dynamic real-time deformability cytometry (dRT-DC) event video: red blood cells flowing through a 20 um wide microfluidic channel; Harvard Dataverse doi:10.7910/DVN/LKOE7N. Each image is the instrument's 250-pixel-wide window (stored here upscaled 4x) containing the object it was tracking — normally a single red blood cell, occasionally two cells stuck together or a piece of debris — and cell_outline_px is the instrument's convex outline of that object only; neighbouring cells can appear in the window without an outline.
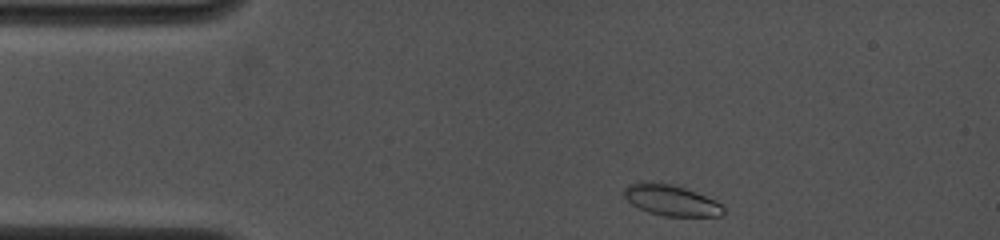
{"species": "common noctule bat (a hibernating species)", "species_latin": "Nyctalus noctula", "temperature_condition": "cold", "stored_images_in_passage": 9, "camera_frame_rate_fps": 4000, "um_per_image_px": 0.085, "animal": {"sex": "female", "body_mass_g": 19.0, "forearm_length_mm": 53.3}, "frame": {"image": 1, "passage_image": 1, "time_ms": 0.0, "image_size_px": [1000, 240], "cell_outline_px": [[724, 216], [664, 216], [648, 212], [632, 204], [624, 196], [624, 188], [628, 184], [652, 180], [672, 184], [696, 192], [716, 200], [724, 208]], "centroid_in_image_um": [57.04, 17.01], "position_along_channel_um": 28.0, "area_um2": 18.03}}
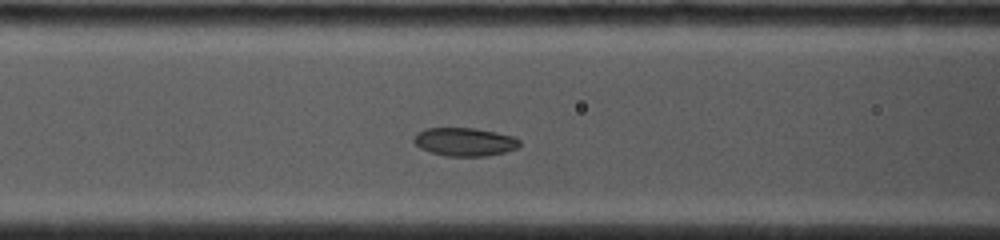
{"frame": {"image": 2, "passage_image": 7, "time_ms": 3.75, "image_size_px": [1000, 240], "cell_outline_px": [[520, 144], [516, 148], [504, 152], [488, 156], [444, 156], [428, 152], [420, 148], [412, 140], [416, 132], [424, 128], [476, 128], [496, 132], [512, 136], [520, 140]], "centroid_in_image_um": [39.45, 12.05], "position_along_channel_um": 127.2, "area_um2": 17.63}}
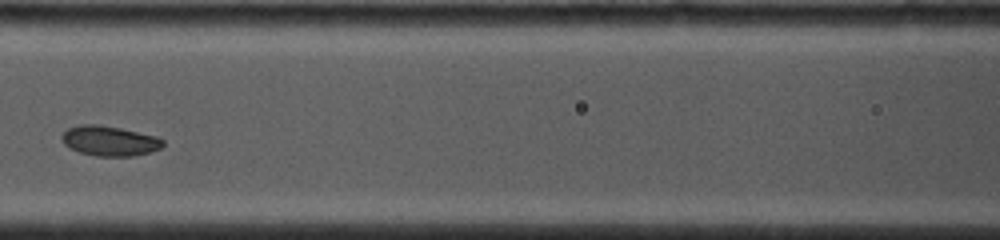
{"frame": {"image": 3, "passage_image": 8, "time_ms": 4.5, "image_size_px": [1000, 240], "cell_outline_px": [[164, 144], [160, 148], [152, 152], [132, 156], [96, 156], [80, 152], [68, 148], [60, 140], [60, 136], [68, 128], [80, 124], [96, 124], [120, 128], [156, 136], [164, 140]], "centroid_in_image_um": [9.28, 11.98], "position_along_channel_um": 157.3, "area_um2": 17.8}}